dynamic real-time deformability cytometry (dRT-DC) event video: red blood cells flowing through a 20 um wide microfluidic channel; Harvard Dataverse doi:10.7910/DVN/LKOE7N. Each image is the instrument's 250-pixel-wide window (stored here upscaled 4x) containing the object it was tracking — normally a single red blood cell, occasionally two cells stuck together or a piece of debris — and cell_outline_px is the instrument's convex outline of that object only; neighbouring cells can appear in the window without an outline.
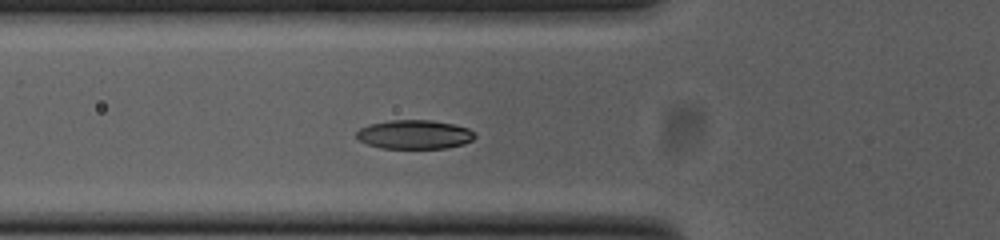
{"species": "common noctule bat (a hibernating species)", "species_latin": "Nyctalus noctula", "temperature_condition": "cold", "stored_images_in_passage": 25, "camera_frame_rate_fps": 3000, "um_per_image_px": 0.085, "animal": {"sex": "female", "body_mass_g": 23.0, "forearm_length_mm": 53.4}, "frame": {"image": 1, "passage_image": 4, "time_ms": 1.0, "image_size_px": [1000, 240], "cell_outline_px": [[472, 136], [468, 140], [456, 144], [432, 148], [400, 148], [384, 124], [444, 124], [464, 128]], "centroid_in_image_um": [36.3, 11.49], "position_along_channel_um": 89.5, "area_um2": 11.96}}
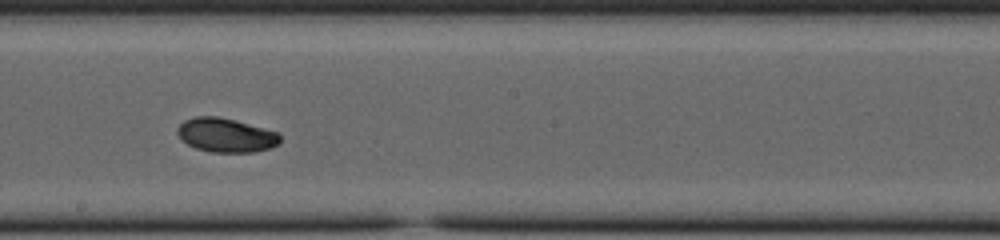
{"frame": {"image": 2, "passage_image": 15, "time_ms": 4.667, "image_size_px": [1000, 240], "cell_outline_px": [[276, 140], [272, 144], [260, 148], [204, 148], [188, 140], [184, 136], [184, 124], [192, 120], [228, 120], [268, 132], [276, 136]], "centroid_in_image_um": [19.23, 11.46], "position_along_channel_um": 229.0, "area_um2": 14.85}}
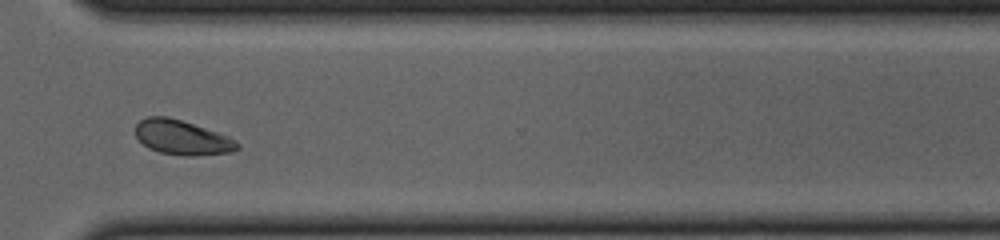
{"frame": {"image": 3, "passage_image": 25, "time_ms": 8.0, "image_size_px": [1000, 240], "cell_outline_px": [[228, 148], [216, 152], [168, 152], [156, 148], [148, 120], [176, 120], [188, 124], [212, 136]], "centroid_in_image_um": [15.51, 11.71], "position_along_channel_um": 355.1, "area_um2": 12.66}}